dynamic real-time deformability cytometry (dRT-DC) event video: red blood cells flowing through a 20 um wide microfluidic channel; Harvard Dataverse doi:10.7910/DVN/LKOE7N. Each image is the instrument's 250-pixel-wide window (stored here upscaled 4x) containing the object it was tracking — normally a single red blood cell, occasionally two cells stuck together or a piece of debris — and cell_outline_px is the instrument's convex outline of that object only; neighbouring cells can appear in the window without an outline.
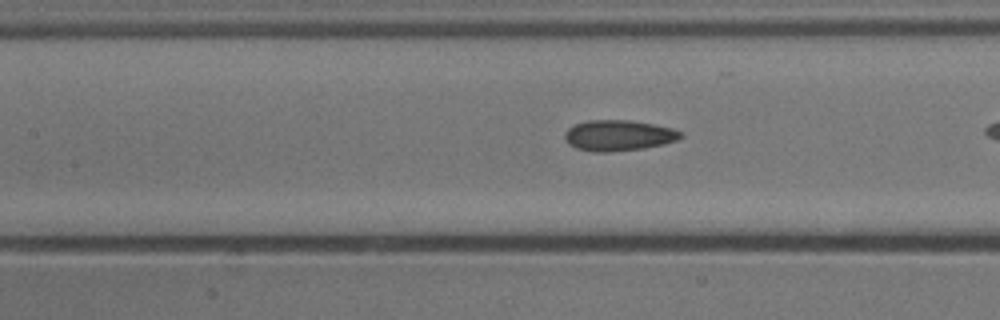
{"species": "common noctule bat (a hibernating species)", "species_latin": "Nyctalus noctula", "temperature_condition": "cold", "stored_images_in_passage": 25, "camera_frame_rate_fps": 3000, "um_per_image_px": 0.085, "animal": {"sex": "male", "body_mass_g": 13.3}, "frame": {"image": 1, "passage_image": 8, "time_ms": 2.333, "image_size_px": [1000, 320], "cell_outline_px": [[684, 136], [676, 140], [664, 144], [644, 148], [608, 152], [592, 152], [576, 148], [568, 144], [564, 140], [564, 132], [568, 128], [576, 124], [588, 120], [628, 120], [652, 124], [672, 128], [684, 132]], "centroid_in_image_um": [52.56, 11.52], "position_along_channel_um": 154.8, "area_um2": 20.92}}
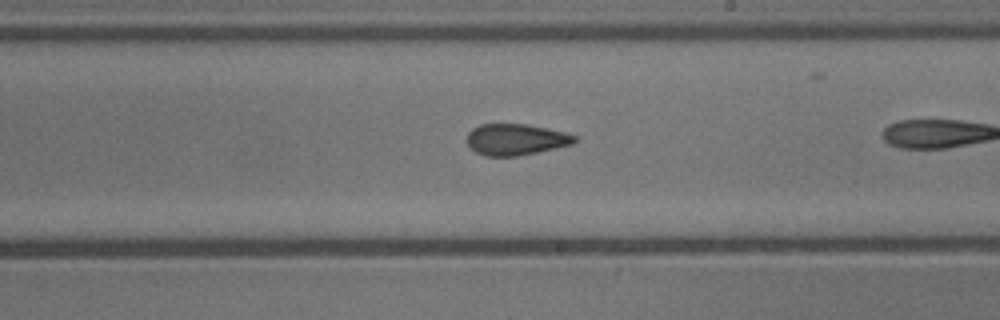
{"frame": {"image": 2, "passage_image": 15, "time_ms": 4.667, "image_size_px": [1000, 320], "cell_outline_px": [[576, 140], [572, 144], [536, 152], [516, 156], [484, 156], [476, 152], [468, 144], [468, 132], [472, 128], [480, 124], [528, 124], [564, 132], [576, 136]], "centroid_in_image_um": [43.82, 11.85], "position_along_channel_um": 245.2, "area_um2": 19.42}}
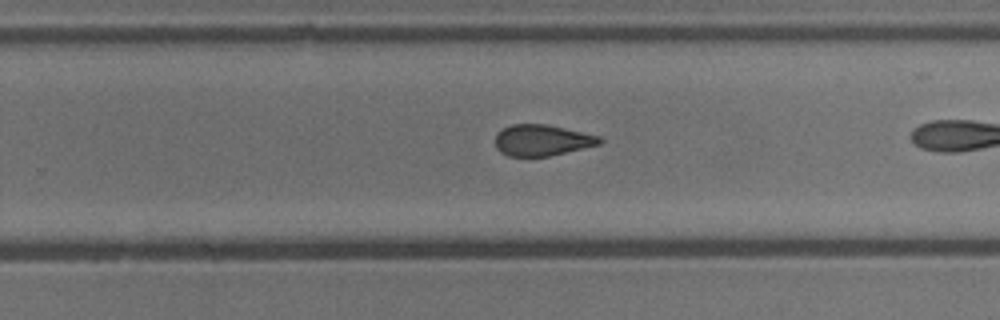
{"frame": {"image": 3, "passage_image": 18, "time_ms": 5.667, "image_size_px": [1000, 320], "cell_outline_px": [[604, 140], [600, 144], [548, 156], [508, 156], [500, 152], [496, 148], [496, 132], [512, 124], [544, 124], [564, 128], [600, 136]], "centroid_in_image_um": [46.05, 11.92], "position_along_channel_um": 283.7, "area_um2": 18.79}}